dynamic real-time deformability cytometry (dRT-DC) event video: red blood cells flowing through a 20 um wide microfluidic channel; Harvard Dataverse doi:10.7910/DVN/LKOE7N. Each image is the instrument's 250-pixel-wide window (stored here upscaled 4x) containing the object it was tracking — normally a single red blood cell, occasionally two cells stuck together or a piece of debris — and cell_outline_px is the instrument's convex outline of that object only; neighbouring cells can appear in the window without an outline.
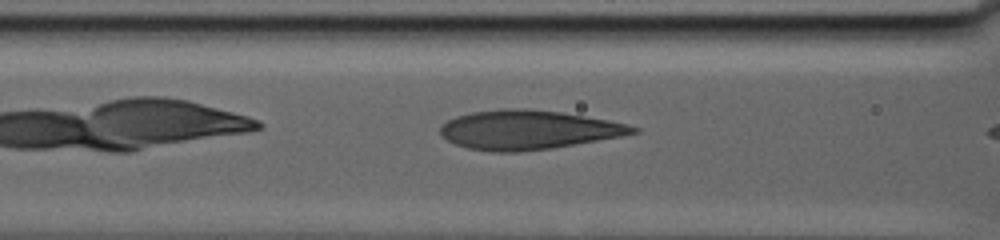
{"species": "human", "species_latin": "Homo sapiens", "temperature_condition": "warm", "stored_images_in_passage": 11, "camera_frame_rate_fps": 3000, "um_per_image_px": 0.085, "donor": {"sex": "male"}, "frame": {"image": 1, "passage_image": 8, "time_ms": 2.667, "image_size_px": [1000, 240], "cell_outline_px": [[640, 132], [620, 136], [552, 148], [520, 152], [492, 152], [468, 148], [456, 144], [440, 136], [440, 124], [456, 116], [472, 112], [500, 108], [524, 108], [560, 112], [608, 120], [628, 124], [640, 128]], "centroid_in_image_um": [44.86, 11.03], "position_along_channel_um": 121.7, "area_um2": 43.99}}